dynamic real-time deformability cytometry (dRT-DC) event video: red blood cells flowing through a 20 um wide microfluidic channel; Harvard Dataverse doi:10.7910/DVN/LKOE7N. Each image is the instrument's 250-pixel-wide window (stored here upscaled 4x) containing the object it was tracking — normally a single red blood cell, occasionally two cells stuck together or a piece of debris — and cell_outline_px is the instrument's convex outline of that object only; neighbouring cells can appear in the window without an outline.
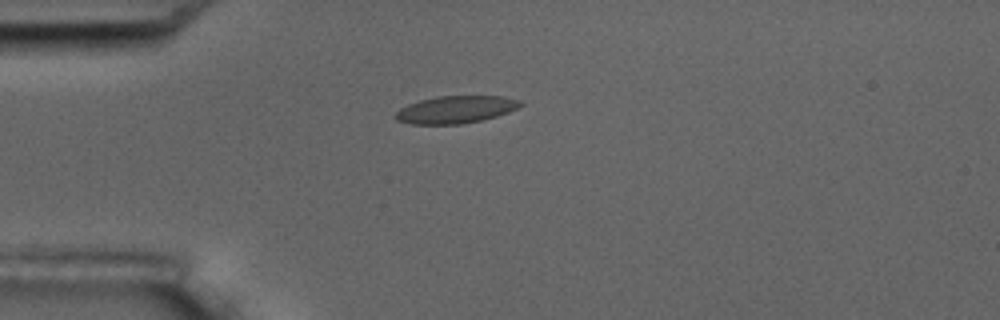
{"species": "common noctule bat (a hibernating species)", "species_latin": "Nyctalus noctula", "temperature_condition": "room temperature", "stored_images_in_passage": 2, "camera_frame_rate_fps": 3000, "um_per_image_px": 0.085, "animal": {"sex": "male", "body_mass_g": 17.5, "forearm_length_mm": 52.3}, "frame": {"image": 1, "passage_image": 2, "time_ms": 1.333, "image_size_px": [1000, 320], "cell_outline_px": [[524, 104], [508, 112], [496, 116], [480, 120], [460, 124], [412, 124], [396, 120], [392, 116], [400, 108], [408, 104], [420, 100], [436, 96], [504, 96], [520, 100]], "centroid_in_image_um": [38.7, 9.3], "position_along_channel_um": 46.3, "area_um2": 19.94}}